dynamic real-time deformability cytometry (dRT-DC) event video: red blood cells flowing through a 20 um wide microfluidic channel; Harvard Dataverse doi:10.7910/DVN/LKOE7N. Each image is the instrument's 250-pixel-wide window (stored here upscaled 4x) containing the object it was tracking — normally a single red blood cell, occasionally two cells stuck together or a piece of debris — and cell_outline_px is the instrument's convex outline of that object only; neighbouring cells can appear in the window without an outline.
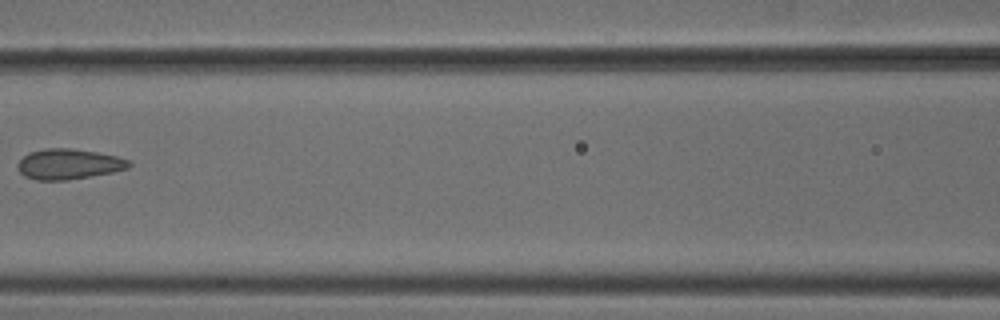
{"species": "common noctule bat (a hibernating species)", "species_latin": "Nyctalus noctula", "temperature_condition": "cold", "stored_images_in_passage": 8, "camera_frame_rate_fps": 3000, "um_per_image_px": 0.085, "animal": {"sex": "male", "body_mass_g": 18.8}, "frame": {"image": 1, "passage_image": 7, "time_ms": 2.0, "image_size_px": [1000, 320], "cell_outline_px": [[132, 164], [128, 168], [112, 172], [68, 180], [36, 180], [24, 176], [20, 172], [16, 164], [28, 152], [44, 148], [72, 148], [96, 152], [116, 156], [128, 160]], "centroid_in_image_um": [5.81, 13.94], "position_along_channel_um": 160.8, "area_um2": 19.71}}
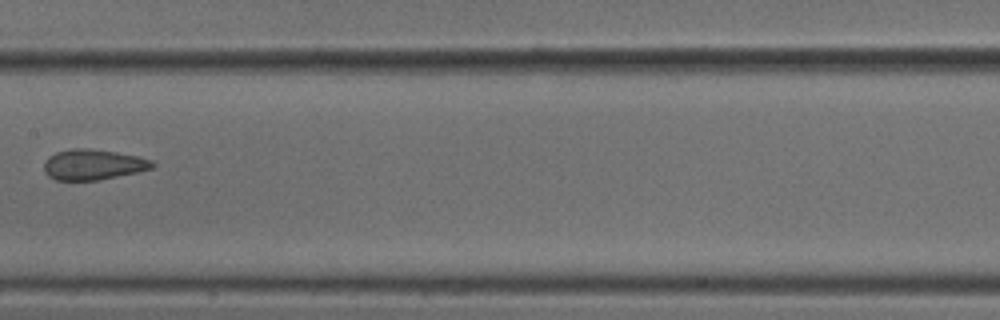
{"frame": {"image": 2, "passage_image": 8, "time_ms": 2.333, "image_size_px": [1000, 320], "cell_outline_px": [[156, 164], [152, 168], [136, 172], [100, 180], [56, 180], [48, 176], [44, 172], [44, 164], [48, 156], [56, 152], [72, 148], [88, 148], [116, 152], [140, 156], [152, 160]], "centroid_in_image_um": [7.91, 13.98], "position_along_channel_um": 199.5, "area_um2": 19.36}}